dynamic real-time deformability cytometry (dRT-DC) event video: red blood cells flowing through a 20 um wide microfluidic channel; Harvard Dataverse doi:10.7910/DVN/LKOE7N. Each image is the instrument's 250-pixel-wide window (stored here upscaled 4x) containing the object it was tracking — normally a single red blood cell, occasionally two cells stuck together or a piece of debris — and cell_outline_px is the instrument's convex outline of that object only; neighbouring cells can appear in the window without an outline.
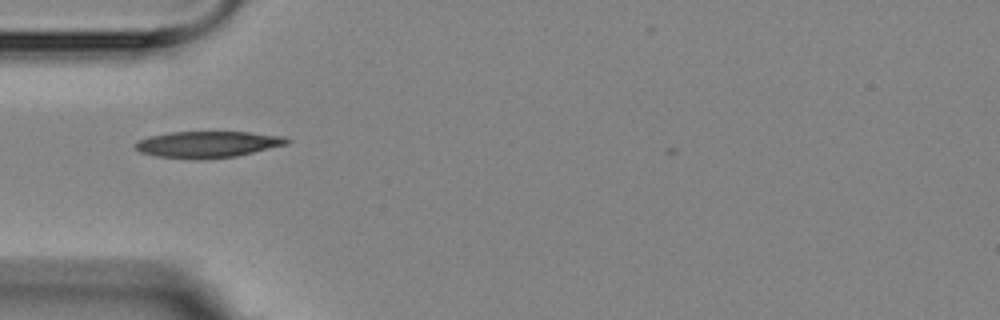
{"species": "Egyptian fruit bat (a non-hibernating species)", "species_latin": "Rousettus aegyptiacus", "temperature_condition": "room temperature", "stored_images_in_passage": 7, "camera_frame_rate_fps": 3000, "um_per_image_px": 0.085, "animal": {"sex": "female"}, "frame": {"image": 1, "passage_image": 1, "time_ms": 0.0, "image_size_px": [1000, 320], "cell_outline_px": [[292, 140], [288, 144], [236, 156], [200, 160], [192, 160], [156, 156], [140, 152], [136, 148], [136, 140], [148, 136], [168, 132], [248, 132], [288, 136]], "centroid_in_image_um": [17.67, 12.27], "position_along_channel_um": 67.3, "area_um2": 23.7}}
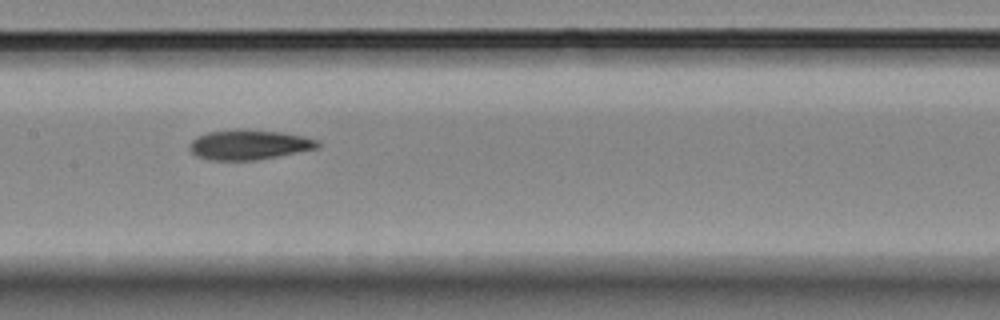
{"frame": {"image": 2, "passage_image": 4, "time_ms": 3.333, "image_size_px": [1000, 320], "cell_outline_px": [[320, 148], [256, 160], [208, 160], [196, 156], [188, 148], [188, 144], [196, 136], [208, 132], [236, 128], [240, 128], [280, 132], [304, 136], [320, 140]], "centroid_in_image_um": [21.16, 12.29], "position_along_channel_um": 186.2, "area_um2": 22.72}}
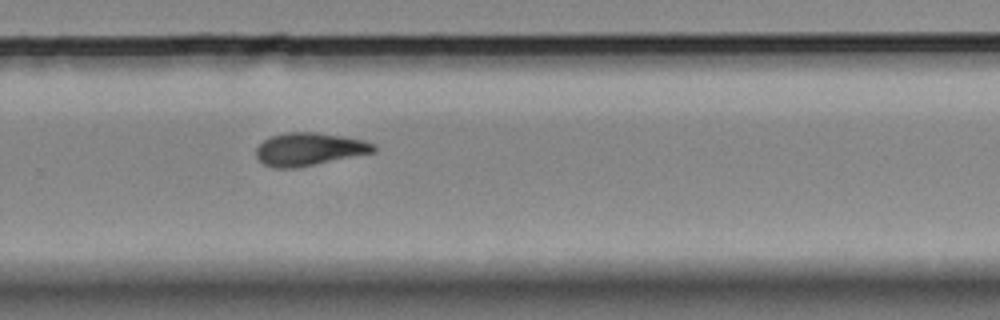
{"frame": {"image": 3, "passage_image": 7, "time_ms": 6.667, "image_size_px": [1000, 320], "cell_outline_px": [[376, 152], [296, 168], [272, 168], [264, 164], [256, 156], [256, 148], [264, 140], [272, 136], [284, 132], [316, 132], [364, 140], [376, 144]], "centroid_in_image_um": [26.29, 12.68], "position_along_channel_um": 303.5, "area_um2": 22.54}}